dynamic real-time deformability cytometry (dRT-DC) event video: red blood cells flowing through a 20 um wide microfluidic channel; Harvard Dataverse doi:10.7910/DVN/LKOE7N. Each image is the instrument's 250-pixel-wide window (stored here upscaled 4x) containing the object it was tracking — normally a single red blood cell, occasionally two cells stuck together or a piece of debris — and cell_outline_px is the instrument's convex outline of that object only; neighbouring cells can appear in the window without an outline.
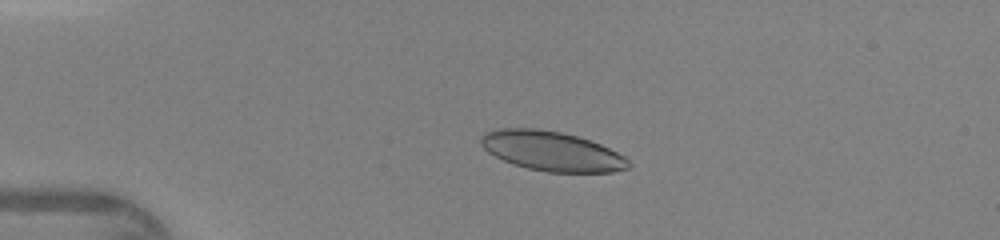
{"species": "human", "species_latin": "Homo sapiens", "temperature_condition": "warm", "stored_images_in_passage": 36, "camera_frame_rate_fps": 3000, "um_per_image_px": 0.085, "donor": {"sex": "female"}, "frame": {"image": 1, "passage_image": 1, "time_ms": 0.0, "image_size_px": [1000, 240], "cell_outline_px": [[632, 164], [628, 168], [612, 172], [548, 172], [528, 168], [504, 160], [488, 152], [480, 144], [480, 136], [484, 132], [500, 128], [536, 128], [560, 132], [576, 136], [600, 144], [624, 156]], "centroid_in_image_um": [46.88, 12.84], "position_along_channel_um": 38.1, "area_um2": 33.81}}
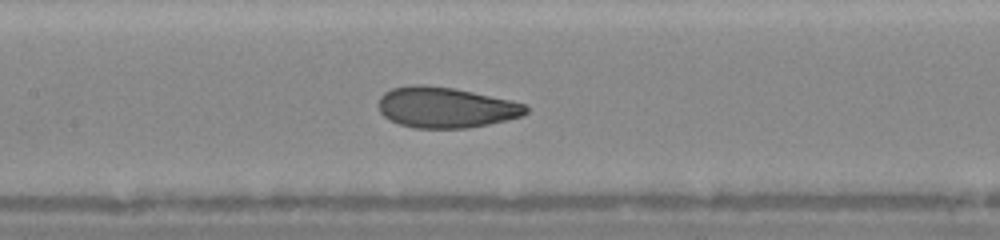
{"frame": {"image": 2, "passage_image": 13, "time_ms": 4.0, "image_size_px": [1000, 240], "cell_outline_px": [[528, 112], [524, 116], [508, 120], [468, 128], [416, 128], [400, 124], [384, 116], [380, 112], [380, 96], [384, 92], [392, 88], [412, 84], [424, 84], [456, 88], [512, 100], [524, 104], [528, 108]], "centroid_in_image_um": [37.92, 9.12], "position_along_channel_um": 169.5, "area_um2": 35.14}}
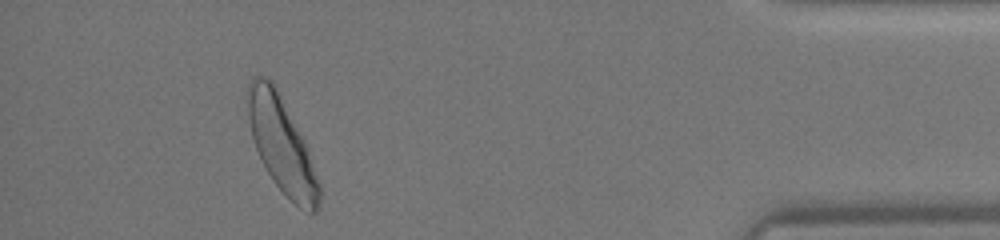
{"frame": {"image": 3, "passage_image": 33, "time_ms": 10.667, "image_size_px": [1000, 240], "cell_outline_px": [[320, 204], [316, 212], [308, 212], [300, 208], [276, 184], [268, 172], [256, 148], [252, 136], [248, 120], [248, 84], [252, 76], [264, 76], [272, 80], [304, 140], [320, 184]], "centroid_in_image_um": [23.95, 12.3], "position_along_channel_um": 411.3, "area_um2": 38.78}}